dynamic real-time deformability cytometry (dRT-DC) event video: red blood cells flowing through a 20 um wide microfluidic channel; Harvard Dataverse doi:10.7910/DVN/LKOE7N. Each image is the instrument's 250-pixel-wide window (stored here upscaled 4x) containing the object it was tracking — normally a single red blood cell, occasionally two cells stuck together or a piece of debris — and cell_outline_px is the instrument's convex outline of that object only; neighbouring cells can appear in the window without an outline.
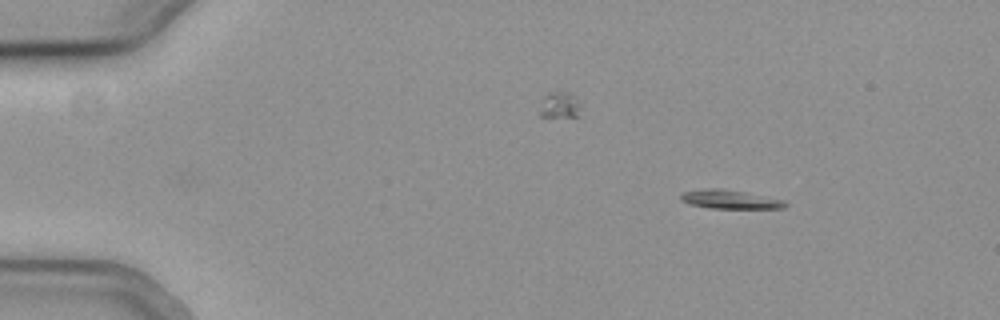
{"species": "common noctule bat (a hibernating species)", "species_latin": "Nyctalus noctula", "temperature_condition": "cold", "stored_images_in_passage": 41, "camera_frame_rate_fps": 3000, "um_per_image_px": 0.085, "animal": {"sex": "female", "body_mass_g": 19.3, "forearm_length_mm": 54.1}, "frame": {"image": 1, "passage_image": 1, "time_ms": 0.0, "image_size_px": [1000, 320], "cell_outline_px": [[788, 204], [784, 208], [708, 208], [692, 204], [680, 200], [680, 196], [684, 192], [708, 188], [720, 188], [744, 192], [784, 200]], "centroid_in_image_um": [62.05, 16.95], "position_along_channel_um": 22.9, "area_um2": 11.21}}
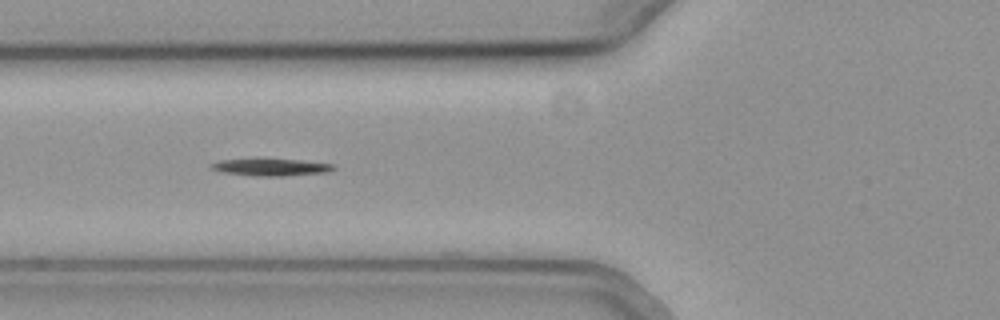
{"frame": {"image": 2, "passage_image": 15, "time_ms": 4.667, "image_size_px": [1000, 320], "cell_outline_px": [[336, 168], [328, 172], [284, 176], [252, 176], [220, 172], [208, 168], [208, 164], [220, 160], [300, 160], [332, 164]], "centroid_in_image_um": [22.97, 14.23], "position_along_channel_um": 102.8, "area_um2": 12.02}}
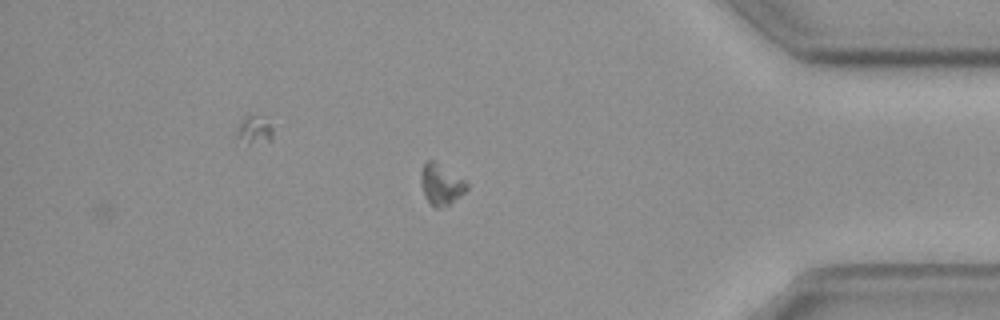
{"frame": {"image": 3, "passage_image": 41, "time_ms": 13.333, "image_size_px": [1000, 320], "cell_outline_px": [[468, 188], [460, 196], [448, 204], [436, 208], [428, 200], [424, 192], [420, 180], [420, 172], [424, 164], [428, 160], [436, 160], [464, 180], [468, 184]], "centroid_in_image_um": [37.48, 15.62], "position_along_channel_um": 397.7, "area_um2": 10.69}, "authors_computed_cell_mechanics": {"area_um2": 11.4444, "velocity_mm_per_s": 3.7472, "shape_relaxation_time_tau1_ms": 1.8147, "shape_relaxation_time_tau2_ms": null, "deformation_change_tau1": 0.0905, "deformation_change_tau2": null}}